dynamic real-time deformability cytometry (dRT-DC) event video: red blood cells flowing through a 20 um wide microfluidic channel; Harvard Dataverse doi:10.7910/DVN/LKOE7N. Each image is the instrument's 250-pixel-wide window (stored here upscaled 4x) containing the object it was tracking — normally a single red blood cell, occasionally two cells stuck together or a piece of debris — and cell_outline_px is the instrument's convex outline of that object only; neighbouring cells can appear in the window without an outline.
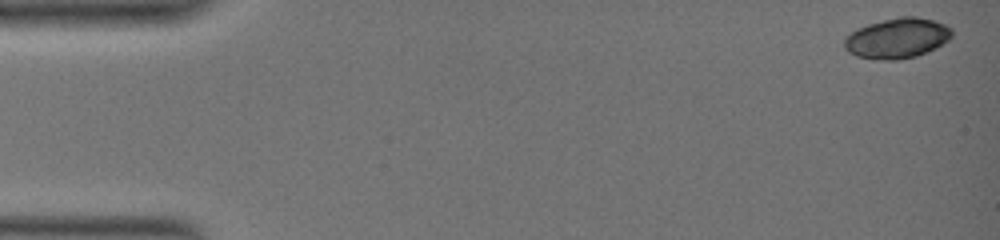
{"species": "common noctule bat (a hibernating species)", "species_latin": "Nyctalus noctula", "temperature_condition": "warm", "stored_images_in_passage": 3, "camera_frame_rate_fps": 3000, "um_per_image_px": 0.085, "animal": {"sex": "female", "body_mass_g": 19.0, "forearm_length_mm": 51.5}, "frame": {"image": 1, "passage_image": 1, "time_ms": 0.0, "image_size_px": [1000, 240], "cell_outline_px": [[952, 36], [948, 40], [936, 48], [916, 56], [896, 60], [876, 60], [856, 56], [848, 52], [844, 48], [844, 40], [856, 28], [868, 24], [900, 16], [916, 16], [932, 20], [944, 24], [952, 28]], "centroid_in_image_um": [76.25, 3.25], "position_along_channel_um": 8.7, "area_um2": 25.26}}